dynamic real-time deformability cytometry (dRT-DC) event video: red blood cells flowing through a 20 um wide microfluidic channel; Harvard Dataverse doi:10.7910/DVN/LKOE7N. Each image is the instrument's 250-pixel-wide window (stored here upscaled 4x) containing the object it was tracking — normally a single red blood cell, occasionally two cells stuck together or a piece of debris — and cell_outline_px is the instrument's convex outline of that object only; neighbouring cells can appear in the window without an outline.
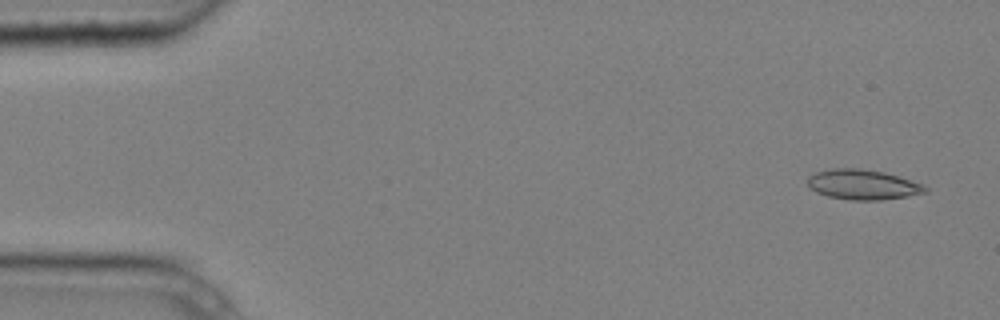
{"species": "common noctule bat (a hibernating species)", "species_latin": "Nyctalus noctula", "temperature_condition": "cold", "stored_images_in_passage": 7, "camera_frame_rate_fps": 3000, "um_per_image_px": 0.085, "animal": {"sex": "male", "body_mass_g": 20.4}, "frame": {"image": 1, "passage_image": 1, "time_ms": 0.0, "image_size_px": [1000, 320], "cell_outline_px": [[928, 192], [908, 196], [880, 200], [848, 200], [828, 196], [816, 192], [808, 188], [808, 176], [816, 172], [832, 168], [856, 168], [884, 172], [924, 184], [928, 188]], "centroid_in_image_um": [73.33, 15.69], "position_along_channel_um": 11.7, "area_um2": 20.69}}
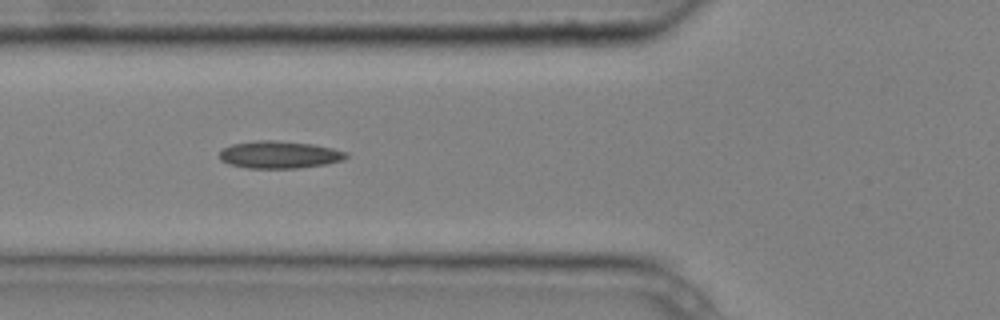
{"frame": {"image": 2, "passage_image": 6, "time_ms": 1.667, "image_size_px": [1000, 320], "cell_outline_px": [[348, 156], [344, 160], [328, 164], [300, 168], [248, 168], [228, 164], [220, 160], [220, 152], [224, 148], [232, 144], [256, 140], [276, 140], [312, 144], [332, 148], [348, 152]], "centroid_in_image_um": [23.77, 13.15], "position_along_channel_um": 102.0, "area_um2": 20.35}}
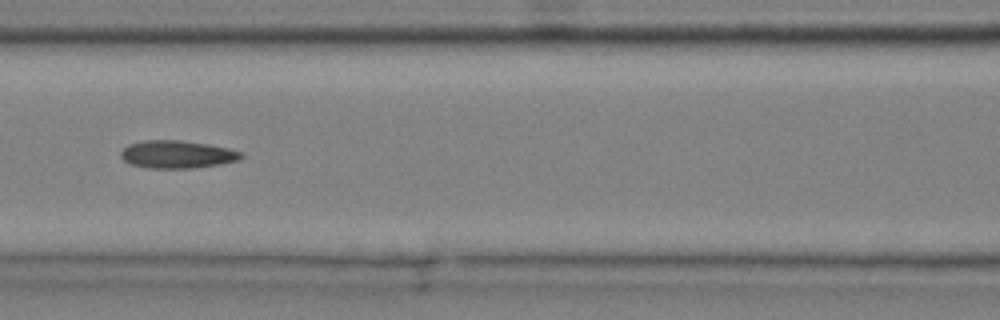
{"frame": {"image": 3, "passage_image": 7, "time_ms": 2.0, "image_size_px": [1000, 320], "cell_outline_px": [[244, 156], [240, 160], [220, 164], [192, 168], [148, 168], [132, 164], [124, 160], [120, 156], [120, 152], [128, 144], [144, 140], [180, 140], [208, 144], [228, 148], [244, 152]], "centroid_in_image_um": [15.08, 13.12], "position_along_channel_um": 151.5, "area_um2": 19.54}}